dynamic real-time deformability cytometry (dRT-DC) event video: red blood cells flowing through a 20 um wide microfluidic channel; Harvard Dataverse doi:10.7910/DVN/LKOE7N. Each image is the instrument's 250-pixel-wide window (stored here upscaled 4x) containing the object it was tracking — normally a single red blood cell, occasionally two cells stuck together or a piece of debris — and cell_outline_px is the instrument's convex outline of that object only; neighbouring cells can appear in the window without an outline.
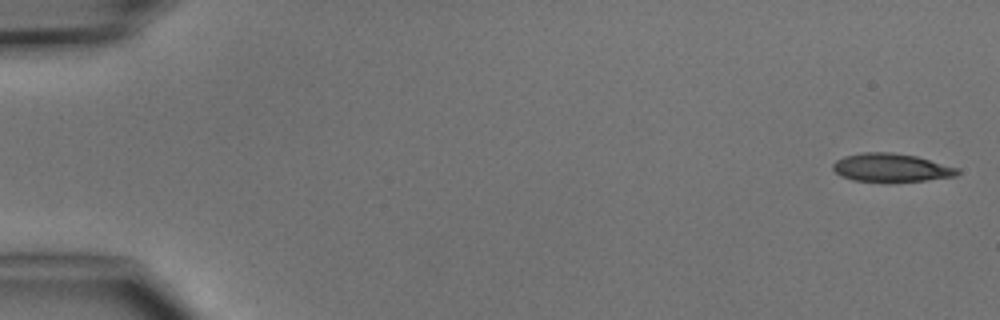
{"species": "common noctule bat (a hibernating species)", "species_latin": "Nyctalus noctula", "temperature_condition": "cold", "stored_images_in_passage": 5, "camera_frame_rate_fps": 3000, "um_per_image_px": 0.085, "animal": {"sex": "male", "body_mass_g": 15.6}, "frame": {"image": 1, "passage_image": 1, "time_ms": 0.0, "image_size_px": [1000, 320], "cell_outline_px": [[960, 172], [956, 176], [928, 180], [888, 184], [852, 180], [840, 176], [832, 168], [832, 164], [836, 160], [844, 156], [864, 152], [892, 152], [916, 156], [960, 168]], "centroid_in_image_um": [75.75, 14.29], "position_along_channel_um": 9.2, "area_um2": 21.33}}
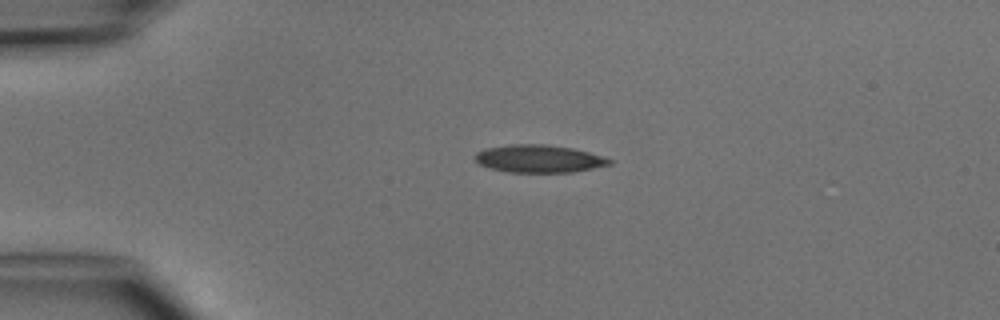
{"frame": {"image": 2, "passage_image": 4, "time_ms": 3.333, "image_size_px": [1000, 320], "cell_outline_px": [[612, 164], [572, 172], [508, 172], [488, 168], [480, 164], [476, 160], [476, 152], [484, 148], [512, 144], [544, 144], [572, 148], [588, 152], [612, 160]], "centroid_in_image_um": [45.77, 13.49], "position_along_channel_um": 39.2, "area_um2": 21.5}}